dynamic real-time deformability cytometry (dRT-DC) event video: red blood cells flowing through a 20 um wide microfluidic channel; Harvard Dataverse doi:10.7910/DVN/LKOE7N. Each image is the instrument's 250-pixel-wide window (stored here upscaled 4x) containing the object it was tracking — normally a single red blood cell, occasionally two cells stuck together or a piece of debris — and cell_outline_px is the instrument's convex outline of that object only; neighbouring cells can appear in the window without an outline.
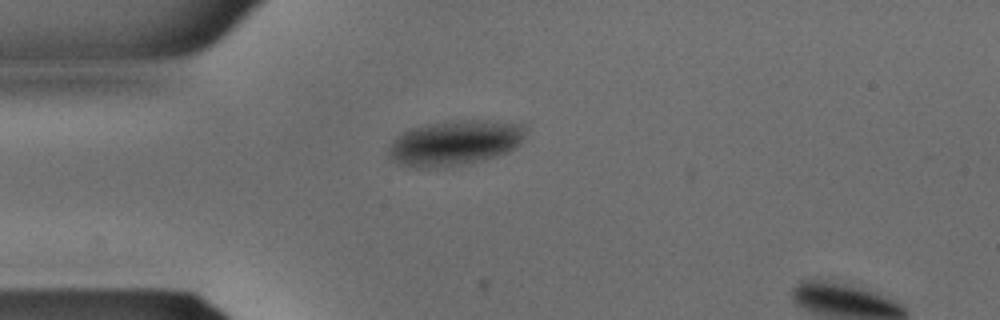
{"species": "common noctule bat (a hibernating species)", "species_latin": "Nyctalus noctula", "temperature_condition": "warm", "stored_images_in_passage": 34, "camera_frame_rate_fps": 3000, "um_per_image_px": 0.085, "animal": {"sex": "male", "body_mass_g": 15.6}, "frame": {"image": 1, "passage_image": 9, "time_ms": 2.667, "image_size_px": [1000, 320], "cell_outline_px": [[524, 140], [516, 148], [508, 152], [496, 156], [464, 164], [440, 168], [412, 168], [396, 164], [388, 160], [388, 144], [396, 136], [408, 128], [448, 120], [488, 120], [520, 124], [524, 128]], "centroid_in_image_um": [38.57, 12.16], "position_along_channel_um": 46.4, "area_um2": 36.76}}
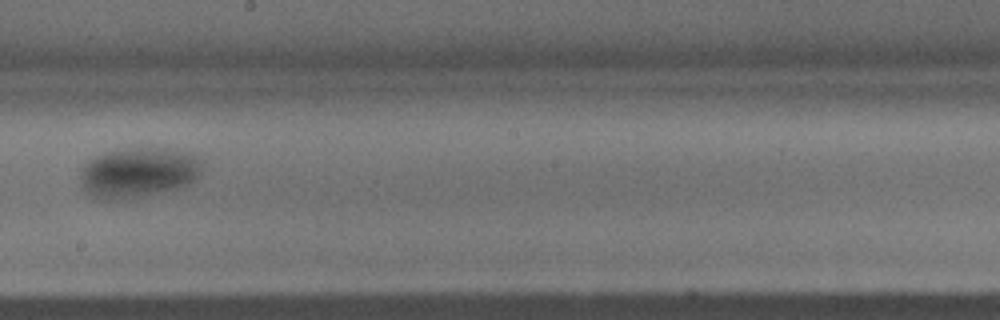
{"frame": {"image": 2, "passage_image": 20, "time_ms": 6.333, "image_size_px": [1000, 320], "cell_outline_px": [[204, 168], [200, 176], [196, 180], [180, 188], [120, 200], [100, 200], [84, 192], [80, 180], [80, 172], [84, 164], [96, 156], [104, 152], [128, 148], [164, 148], [188, 152], [204, 160]], "centroid_in_image_um": [11.79, 14.67], "position_along_channel_um": 236.4, "area_um2": 36.24}}
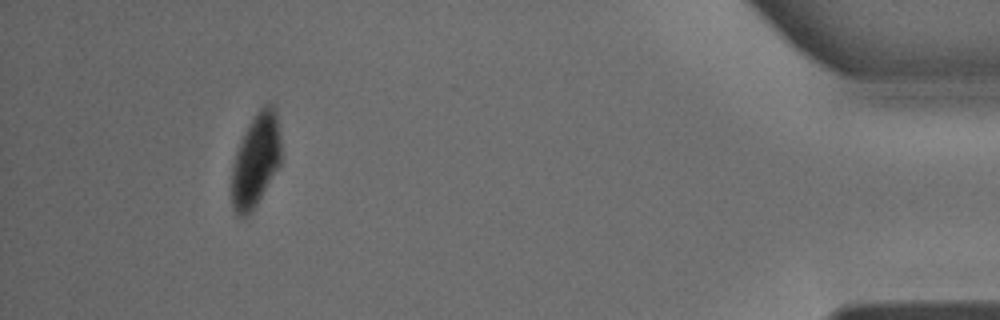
{"frame": {"image": 3, "passage_image": 33, "time_ms": 10.667, "image_size_px": [1000, 320], "cell_outline_px": [[280, 164], [252, 212], [248, 216], [236, 216], [232, 208], [232, 164], [240, 140], [248, 124], [260, 108], [268, 100], [276, 108], [280, 140]], "centroid_in_image_um": [21.73, 13.61], "position_along_channel_um": 413.5, "area_um2": 26.99}}